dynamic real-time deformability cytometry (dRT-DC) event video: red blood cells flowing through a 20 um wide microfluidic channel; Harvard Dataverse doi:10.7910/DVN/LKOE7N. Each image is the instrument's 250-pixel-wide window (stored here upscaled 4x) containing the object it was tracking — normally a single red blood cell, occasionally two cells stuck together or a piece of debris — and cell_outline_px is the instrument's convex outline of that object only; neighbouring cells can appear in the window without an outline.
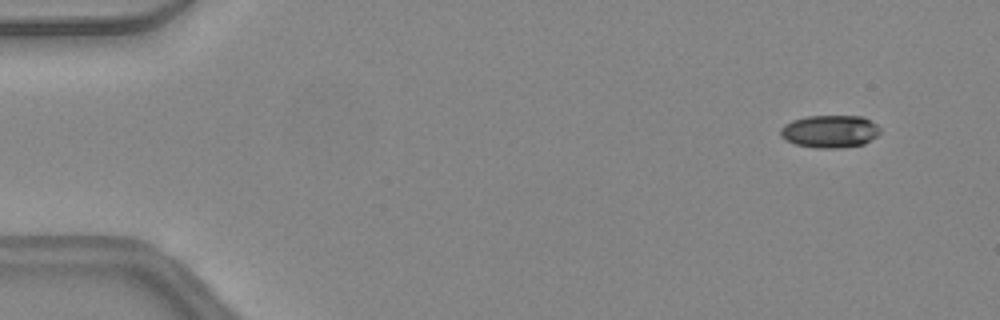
{"species": "common noctule bat (a hibernating species)", "species_latin": "Nyctalus noctula", "temperature_condition": "warm", "stored_images_in_passage": 45, "camera_frame_rate_fps": 3000, "um_per_image_px": 0.085, "animal": {"sex": "female", "body_mass_g": 24.6, "forearm_length_mm": 56.2}, "frame": {"image": 1, "passage_image": 2, "time_ms": 0.333, "image_size_px": [1000, 320], "cell_outline_px": [[880, 132], [876, 136], [864, 144], [840, 148], [816, 148], [796, 144], [784, 140], [780, 136], [780, 128], [784, 124], [792, 120], [808, 116], [864, 116], [876, 124], [880, 128]], "centroid_in_image_um": [70.52, 11.17], "position_along_channel_um": 14.5, "area_um2": 19.07}}
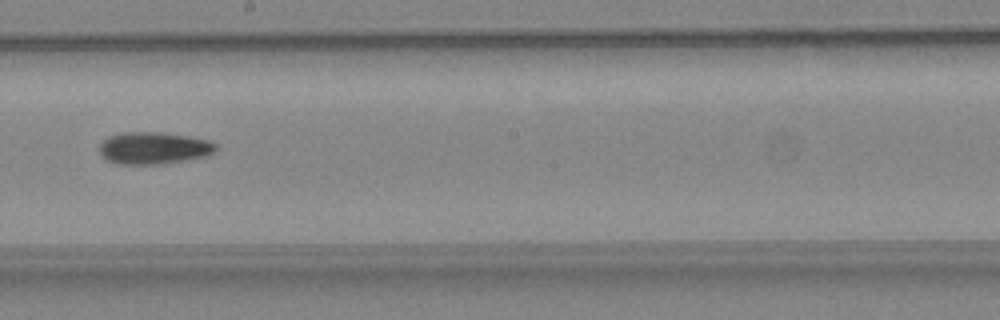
{"frame": {"image": 2, "passage_image": 25, "time_ms": 8.0, "image_size_px": [1000, 320], "cell_outline_px": [[216, 152], [204, 156], [164, 164], [116, 164], [104, 160], [100, 156], [100, 144], [108, 136], [124, 132], [160, 132], [208, 140], [216, 144]], "centroid_in_image_um": [13.01, 12.6], "position_along_channel_um": 235.2, "area_um2": 21.79}}
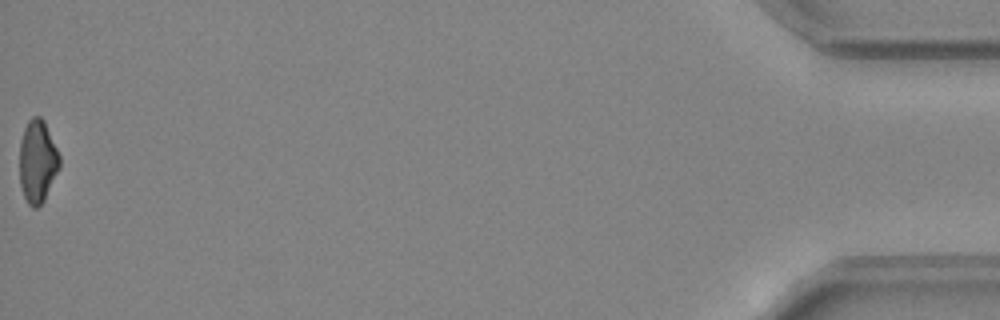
{"frame": {"image": 3, "passage_image": 45, "time_ms": 14.667, "image_size_px": [1000, 320], "cell_outline_px": [[60, 168], [44, 200], [36, 208], [32, 208], [28, 204], [24, 196], [20, 184], [20, 140], [24, 128], [28, 120], [32, 116], [40, 116], [44, 120], [60, 156]], "centroid_in_image_um": [3.19, 13.71], "position_along_channel_um": 432.0, "area_um2": 19.36}, "authors_computed_cell_mechanics": {"area_um2": 20.23, "velocity_mm_per_s": 4.4812, "shape_relaxation_time_tau1_ms": 10.7368, "shape_relaxation_time_tau2_ms": 5.5905, "deformation_change_tau1": 0.2218, "deformation_change_tau2": 0.1488}}